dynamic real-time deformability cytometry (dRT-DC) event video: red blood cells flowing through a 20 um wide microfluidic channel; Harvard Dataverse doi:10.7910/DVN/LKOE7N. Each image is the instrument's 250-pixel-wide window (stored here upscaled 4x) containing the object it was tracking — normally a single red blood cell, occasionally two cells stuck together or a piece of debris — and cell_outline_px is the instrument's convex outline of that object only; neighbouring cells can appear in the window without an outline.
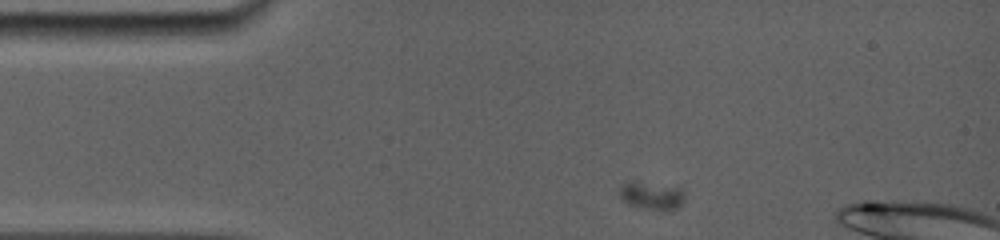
{"species": "common noctule bat (a hibernating species)", "species_latin": "Nyctalus noctula", "temperature_condition": "room temperature", "stored_images_in_passage": 9, "camera_frame_rate_fps": 5000, "um_per_image_px": 0.085, "animal": {"sex": "female", "body_mass_g": 19.0, "forearm_length_mm": 56.7}, "frame": {"image": 1, "passage_image": 1, "time_ms": 0.0, "image_size_px": [1000, 240], "cell_outline_px": [[684, 200], [676, 208], [664, 212], [628, 204], [620, 196], [620, 188], [624, 184], [632, 180], [636, 180], [680, 188], [684, 192]], "centroid_in_image_um": [55.4, 16.62], "position_along_channel_um": 29.6, "area_um2": 10.58}}
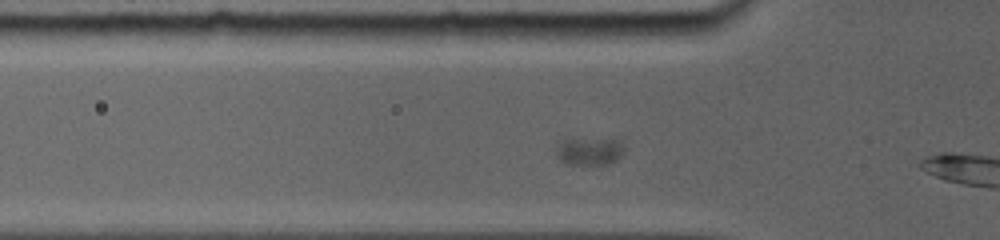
{"frame": {"image": 2, "passage_image": 7, "time_ms": 3.6, "image_size_px": [1000, 240], "cell_outline_px": [[624, 148], [620, 156], [616, 160], [604, 164], [572, 164], [560, 160], [556, 156], [556, 144], [568, 136], [620, 140]], "centroid_in_image_um": [50.03, 12.79], "position_along_channel_um": 75.8, "area_um2": 11.39}}